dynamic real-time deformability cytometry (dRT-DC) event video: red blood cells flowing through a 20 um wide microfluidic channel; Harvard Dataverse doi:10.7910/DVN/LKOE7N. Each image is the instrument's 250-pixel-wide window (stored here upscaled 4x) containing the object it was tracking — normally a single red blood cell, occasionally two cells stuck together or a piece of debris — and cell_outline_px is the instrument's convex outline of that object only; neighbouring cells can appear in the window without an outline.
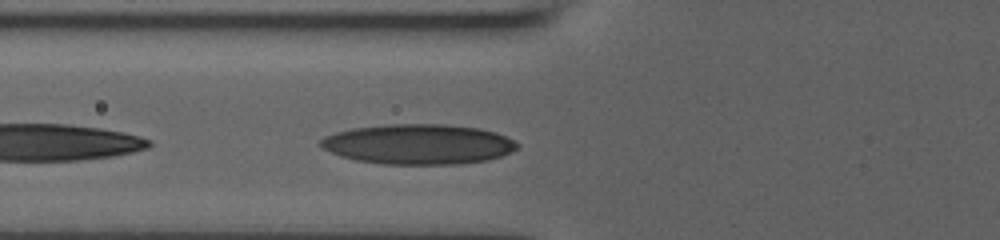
{"species": "human", "species_latin": "Homo sapiens", "temperature_condition": "room temperature", "stored_images_in_passage": 6, "camera_frame_rate_fps": 3000, "um_per_image_px": 0.085, "donor": {"sex": "male"}, "frame": {"image": 1, "passage_image": 4, "time_ms": 0.667, "image_size_px": [1000, 240], "cell_outline_px": [[520, 144], [512, 152], [488, 160], [460, 164], [380, 164], [356, 160], [340, 156], [324, 148], [320, 144], [320, 140], [324, 136], [336, 132], [356, 128], [392, 124], [448, 124], [480, 128], [496, 132]], "centroid_in_image_um": [35.59, 12.26], "position_along_channel_um": 90.2, "area_um2": 45.89}}